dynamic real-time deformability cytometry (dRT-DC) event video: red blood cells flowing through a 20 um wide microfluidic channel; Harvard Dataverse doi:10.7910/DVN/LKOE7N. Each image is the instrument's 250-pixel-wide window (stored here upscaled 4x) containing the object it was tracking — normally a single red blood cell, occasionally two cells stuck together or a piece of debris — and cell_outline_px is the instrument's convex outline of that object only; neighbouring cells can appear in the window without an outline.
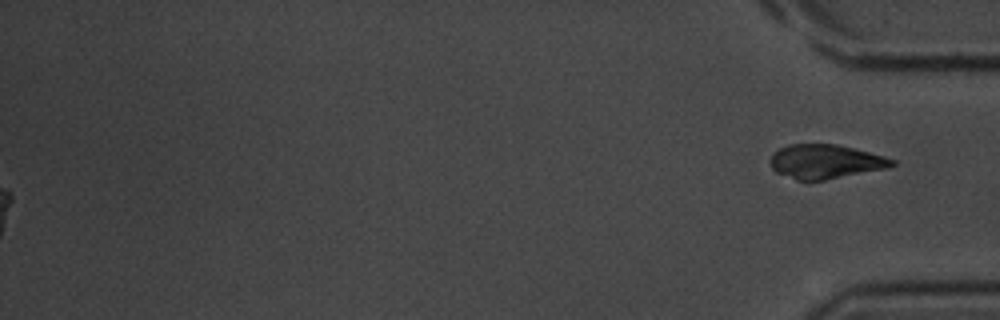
{"species": "common noctule bat (a hibernating species)", "species_latin": "Nyctalus noctula", "temperature_condition": "room temperature", "stored_images_in_passage": 38, "segment_of_instrument_passage": [2, 2], "camera_frame_rate_fps": 3000, "um_per_image_px": 0.085, "animal": {"sex": "male", "body_mass_g": 20.1, "forearm_length_mm": 53.5}, "frame": {"image": 1, "passage_image": 38, "time_ms": 12.333, "image_size_px": [1000, 320], "cell_outline_px": [[896, 164], [884, 168], [824, 180], [796, 180], [776, 172], [772, 168], [772, 152], [788, 144], [836, 144], [884, 156], [896, 160]], "centroid_in_image_um": [70.13, 13.72], "position_along_channel_um": 365.1, "area_um2": 23.81}}